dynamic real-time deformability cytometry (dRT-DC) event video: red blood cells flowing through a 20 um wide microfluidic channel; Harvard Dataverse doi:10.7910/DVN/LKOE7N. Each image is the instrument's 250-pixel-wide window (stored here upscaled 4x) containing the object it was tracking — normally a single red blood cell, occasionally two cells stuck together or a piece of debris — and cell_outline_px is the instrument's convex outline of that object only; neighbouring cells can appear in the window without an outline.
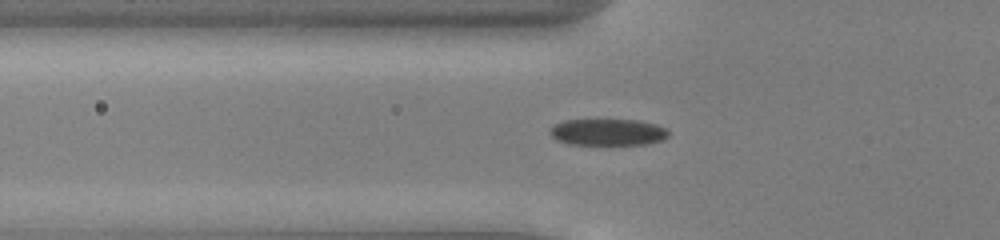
{"species": "common noctule bat (a hibernating species)", "species_latin": "Nyctalus noctula", "temperature_condition": "cold", "stored_images_in_passage": 53, "camera_frame_rate_fps": 3000, "um_per_image_px": 0.085, "animal": {"sex": "male", "body_mass_g": 13.0, "forearm_length_mm": 53.1}, "frame": {"image": 1, "passage_image": 19, "time_ms": 6.0, "image_size_px": [1000, 240], "cell_outline_px": [[668, 136], [664, 140], [648, 144], [568, 144], [556, 140], [548, 132], [556, 124], [564, 120], [640, 120], [656, 124], [664, 128], [668, 132]], "centroid_in_image_um": [51.68, 11.23], "position_along_channel_um": 74.1, "area_um2": 18.32}}
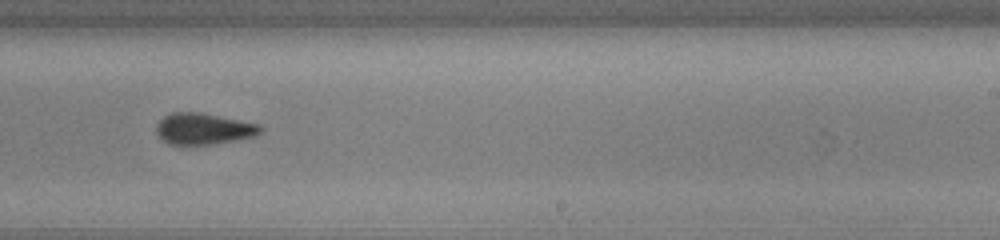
{"frame": {"image": 2, "passage_image": 34, "time_ms": 11.0, "image_size_px": [1000, 240], "cell_outline_px": [[264, 132], [256, 136], [216, 144], [180, 148], [168, 144], [156, 132], [156, 124], [164, 116], [172, 112], [200, 112], [260, 124], [264, 128]], "centroid_in_image_um": [17.31, 10.99], "position_along_channel_um": 271.7, "area_um2": 19.83}}
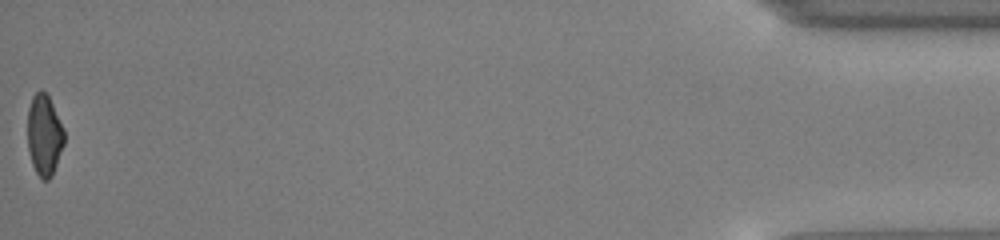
{"frame": {"image": 3, "passage_image": 53, "time_ms": 17.333, "image_size_px": [1000, 240], "cell_outline_px": [[64, 144], [52, 176], [48, 180], [40, 180], [32, 164], [28, 148], [28, 108], [32, 96], [40, 88], [48, 92], [64, 128]], "centroid_in_image_um": [3.77, 11.44], "position_along_channel_um": 431.4, "area_um2": 17.69}, "authors_computed_cell_mechanics": {"area_um2": 19.2474, "velocity_mm_per_s": 3.9581, "shape_relaxation_time_tau1_ms": 3.8966, "shape_relaxation_time_tau2_ms": 2.4431, "deformation_change_tau1": 0.101, "deformation_change_tau2": 0.0726}}